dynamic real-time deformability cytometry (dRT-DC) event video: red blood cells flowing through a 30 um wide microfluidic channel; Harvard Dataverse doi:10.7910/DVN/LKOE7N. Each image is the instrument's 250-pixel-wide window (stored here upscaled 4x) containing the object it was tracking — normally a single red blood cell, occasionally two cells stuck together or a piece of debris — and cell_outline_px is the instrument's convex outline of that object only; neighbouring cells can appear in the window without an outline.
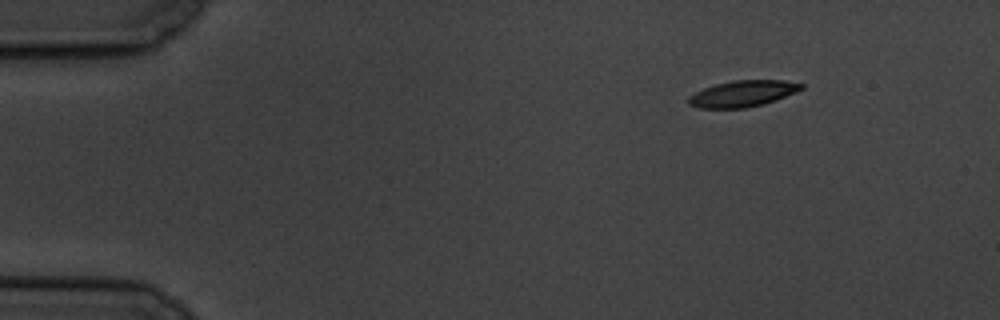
{"species": "common noctule bat (a hibernating species)", "species_latin": "Nyctalus noctula", "temperature_condition": "cold", "stored_images_in_passage": 3, "camera_frame_rate_fps": 3000, "um_per_image_px": 0.085, "animal": {"sex": "male", "body_mass_g": 19.5, "forearm_length_mm": 54.6}, "frame": {"image": 1, "passage_image": 3, "time_ms": 2.333, "image_size_px": [1000, 320], "cell_outline_px": [[804, 88], [796, 92], [776, 100], [764, 104], [744, 108], [700, 108], [688, 104], [688, 96], [704, 88], [716, 84], [732, 80], [784, 80], [804, 84]], "centroid_in_image_um": [63.15, 7.95], "position_along_channel_um": 21.9, "area_um2": 17.28}}